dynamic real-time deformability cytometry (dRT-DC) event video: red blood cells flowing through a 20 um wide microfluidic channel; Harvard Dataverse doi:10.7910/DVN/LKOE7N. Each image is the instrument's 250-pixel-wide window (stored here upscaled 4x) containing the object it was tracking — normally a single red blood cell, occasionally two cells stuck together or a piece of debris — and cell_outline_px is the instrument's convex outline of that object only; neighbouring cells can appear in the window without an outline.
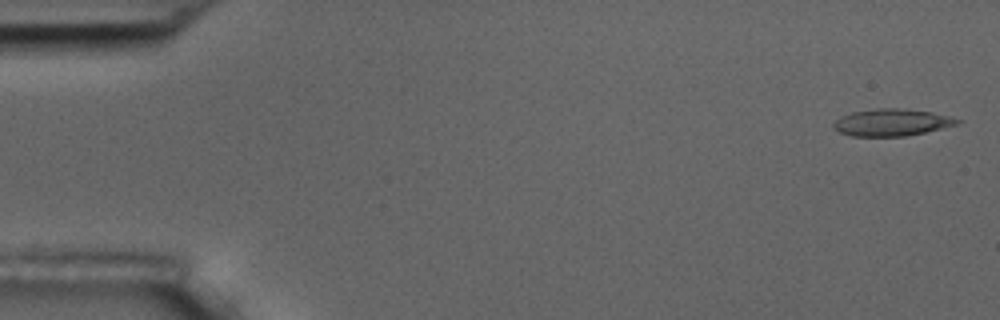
{"species": "common noctule bat (a hibernating species)", "species_latin": "Nyctalus noctula", "temperature_condition": "room temperature", "stored_images_in_passage": 56, "camera_frame_rate_fps": 3000, "um_per_image_px": 0.085, "animal": {"sex": "male", "body_mass_g": 17.5, "forearm_length_mm": 52.3}, "frame": {"image": 1, "passage_image": 2, "time_ms": 0.333, "image_size_px": [1000, 320], "cell_outline_px": [[964, 120], [956, 124], [924, 132], [904, 136], [852, 136], [840, 132], [832, 128], [832, 124], [840, 116], [852, 112], [876, 108], [904, 108], [932, 112]], "centroid_in_image_um": [75.76, 10.39], "position_along_channel_um": 9.2, "area_um2": 19.42}}
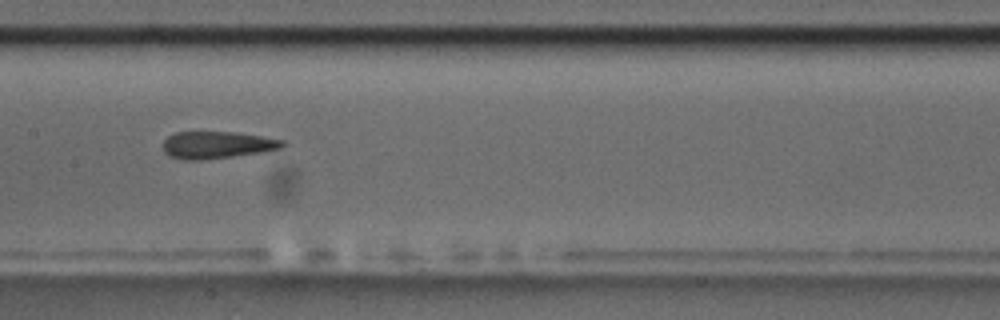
{"frame": {"image": 2, "passage_image": 28, "time_ms": 9.0, "image_size_px": [1000, 320], "cell_outline_px": [[284, 144], [280, 148], [264, 152], [200, 160], [184, 160], [168, 156], [164, 152], [164, 140], [168, 136], [176, 132], [236, 132], [284, 140]], "centroid_in_image_um": [18.42, 12.32], "position_along_channel_um": 189.0, "area_um2": 18.79}}
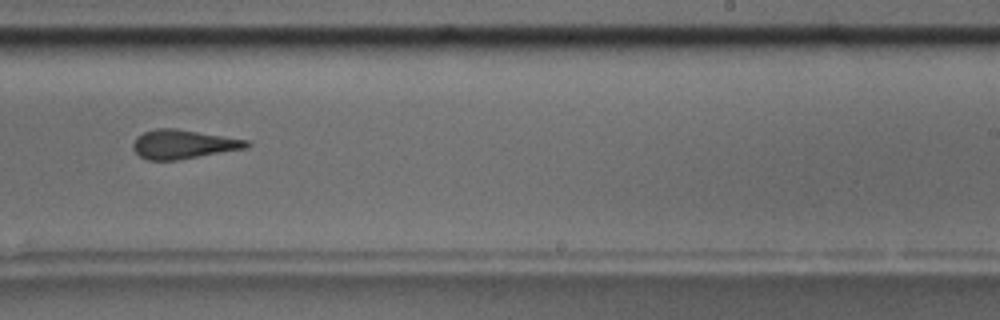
{"frame": {"image": 3, "passage_image": 35, "time_ms": 11.333, "image_size_px": [1000, 320], "cell_outline_px": [[252, 144], [248, 148], [176, 160], [148, 160], [140, 156], [132, 148], [132, 144], [136, 136], [144, 132], [156, 128], [176, 128], [248, 140]], "centroid_in_image_um": [15.57, 12.25], "position_along_channel_um": 273.4, "area_um2": 19.25}, "authors_computed_cell_mechanics": {"area_um2": 19.4208, "velocity_mm_per_s": 3.6276, "shape_relaxation_time_tau1_ms": 6.7988, "shape_relaxation_time_tau2_ms": 2.9098, "deformation_change_tau1": 0.1785, "deformation_change_tau2": 0.1362}}